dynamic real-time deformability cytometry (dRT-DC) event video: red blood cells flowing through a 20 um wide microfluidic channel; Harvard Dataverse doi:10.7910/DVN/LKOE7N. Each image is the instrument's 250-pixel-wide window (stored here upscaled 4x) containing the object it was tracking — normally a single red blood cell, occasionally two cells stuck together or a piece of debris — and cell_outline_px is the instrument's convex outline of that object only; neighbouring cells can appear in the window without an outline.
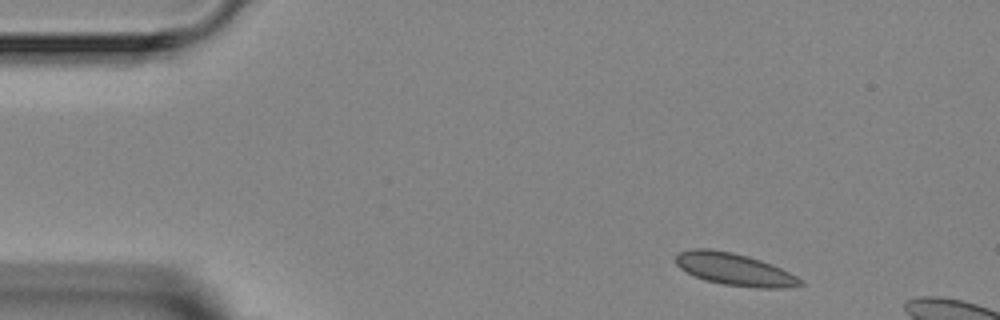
{"species": "Egyptian fruit bat (a non-hibernating species)", "species_latin": "Rousettus aegyptiacus", "temperature_condition": "room temperature", "stored_images_in_passage": 3, "camera_frame_rate_fps": 3000, "um_per_image_px": 0.085, "animal": {"sex": "female"}, "frame": {"image": 1, "passage_image": 1, "time_ms": 0.0, "image_size_px": [1000, 320], "cell_outline_px": [[804, 284], [784, 288], [756, 288], [724, 284], [704, 280], [680, 268], [676, 264], [676, 256], [680, 252], [692, 248], [708, 248], [732, 252], [748, 256], [772, 264], [796, 276]], "centroid_in_image_um": [62.41, 22.89], "position_along_channel_um": 22.6, "area_um2": 23.18}}